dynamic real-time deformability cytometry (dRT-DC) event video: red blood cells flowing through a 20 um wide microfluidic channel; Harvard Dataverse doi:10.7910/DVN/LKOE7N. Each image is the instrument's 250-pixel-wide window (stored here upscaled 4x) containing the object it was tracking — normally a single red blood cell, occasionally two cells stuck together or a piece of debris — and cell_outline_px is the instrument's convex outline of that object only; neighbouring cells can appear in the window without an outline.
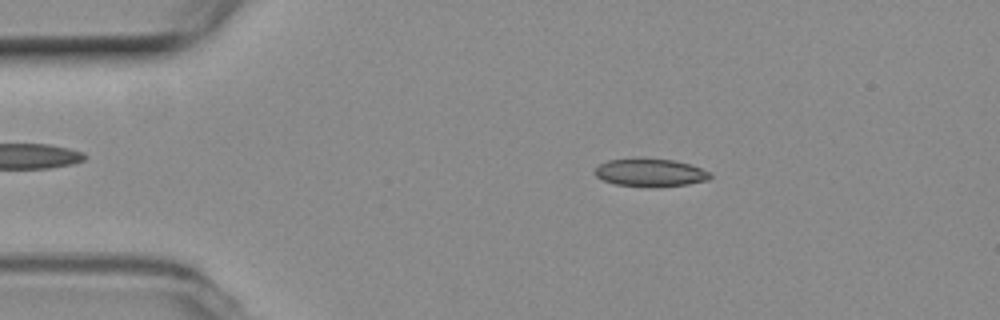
{"species": "common noctule bat (a hibernating species)", "species_latin": "Nyctalus noctula", "temperature_condition": "room temperature", "stored_images_in_passage": 53, "camera_frame_rate_fps": 3000, "um_per_image_px": 0.085, "animal": {"sex": "female", "body_mass_g": 19.3, "forearm_length_mm": 54.1}, "frame": {"image": 1, "passage_image": 9, "time_ms": 2.667, "image_size_px": [1000, 320], "cell_outline_px": [[712, 176], [708, 180], [688, 184], [656, 188], [648, 188], [616, 184], [604, 180], [596, 176], [596, 168], [600, 164], [608, 160], [672, 160], [688, 164], [712, 172]], "centroid_in_image_um": [55.33, 14.72], "position_along_channel_um": 29.7, "area_um2": 18.38}}
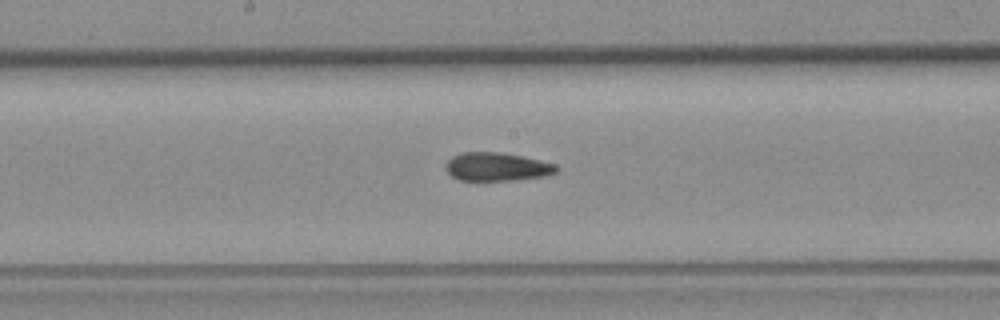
{"frame": {"image": 2, "passage_image": 27, "time_ms": 8.667, "image_size_px": [1000, 320], "cell_outline_px": [[560, 168], [556, 172], [548, 176], [516, 180], [460, 180], [452, 176], [444, 168], [448, 160], [452, 156], [464, 152], [500, 152], [540, 160], [556, 164]], "centroid_in_image_um": [42.26, 14.18], "position_along_channel_um": 205.9, "area_um2": 18.38}}
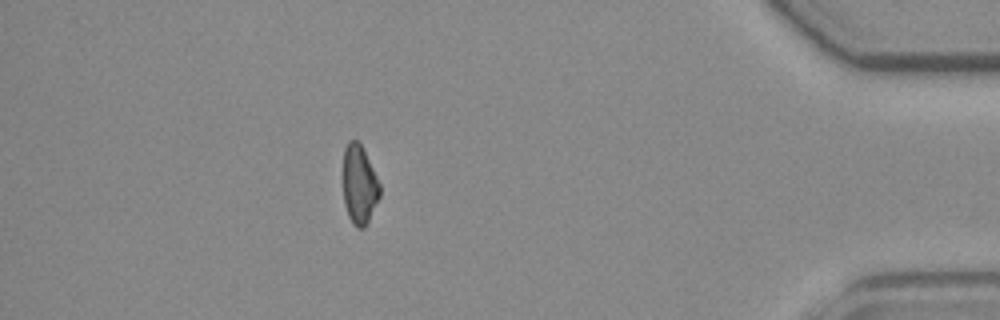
{"frame": {"image": 3, "passage_image": 47, "time_ms": 15.333, "image_size_px": [1000, 320], "cell_outline_px": [[380, 196], [364, 228], [356, 228], [352, 224], [348, 216], [344, 204], [344, 148], [348, 140], [356, 140], [360, 144], [380, 184]], "centroid_in_image_um": [30.53, 15.73], "position_along_channel_um": 404.7, "area_um2": 16.59}, "authors_computed_cell_mechanics": {"area_um2": 18.4382, "velocity_mm_per_s": 3.7656, "shape_relaxation_time_tau1_ms": null, "shape_relaxation_time_tau2_ms": 2.8175, "deformation_change_tau1": null, "deformation_change_tau2": 0.0897}}